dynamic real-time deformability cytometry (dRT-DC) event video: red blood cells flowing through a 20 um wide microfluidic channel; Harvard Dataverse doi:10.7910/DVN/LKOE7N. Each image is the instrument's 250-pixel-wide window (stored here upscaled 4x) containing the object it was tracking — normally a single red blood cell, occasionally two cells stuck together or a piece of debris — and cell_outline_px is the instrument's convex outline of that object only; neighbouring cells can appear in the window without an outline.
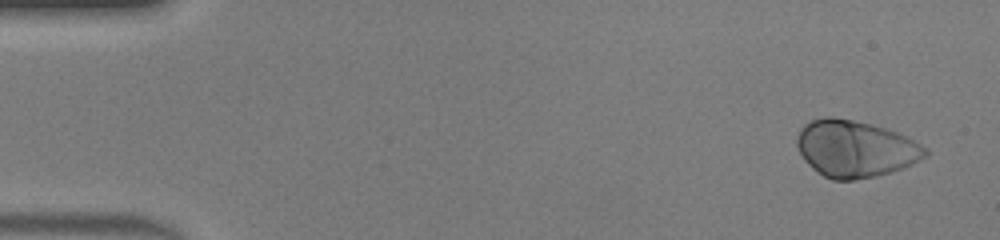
{"species": "human", "species_latin": "Homo sapiens", "temperature_condition": "warm", "stored_images_in_passage": 47, "camera_frame_rate_fps": 3000, "um_per_image_px": 0.085, "donor": {"sex": "male"}, "frame": {"image": 1, "passage_image": 3, "time_ms": 0.667, "image_size_px": [1000, 240], "cell_outline_px": [[928, 156], [912, 164], [876, 176], [852, 180], [832, 180], [824, 176], [812, 168], [804, 160], [796, 144], [796, 136], [800, 128], [804, 124], [812, 120], [824, 116], [832, 116], [872, 124], [896, 132], [928, 148]], "centroid_in_image_um": [72.66, 12.63], "position_along_channel_um": 12.3, "area_um2": 42.37}}
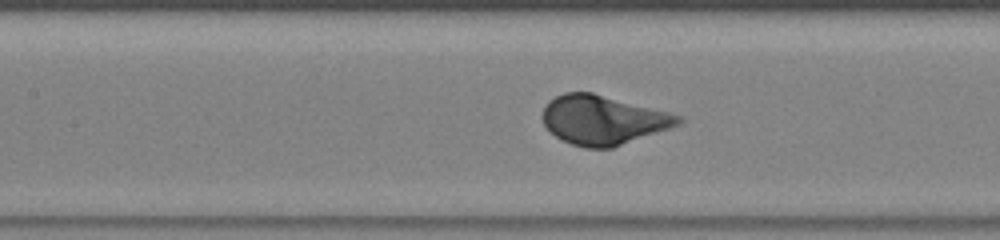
{"frame": {"image": 2, "passage_image": 22, "time_ms": 7.0, "image_size_px": [1000, 240], "cell_outline_px": [[684, 120], [680, 124], [612, 148], [584, 148], [572, 144], [556, 136], [544, 124], [540, 116], [544, 104], [548, 100], [564, 92], [592, 92], [684, 116]], "centroid_in_image_um": [51.23, 10.18], "position_along_channel_um": 156.2, "area_um2": 38.9}}
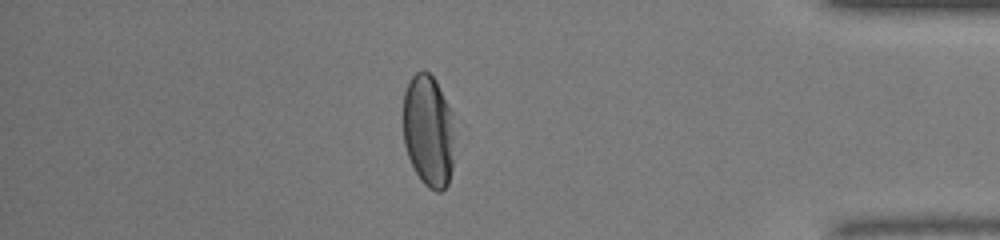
{"frame": {"image": 3, "passage_image": 41, "time_ms": 13.333, "image_size_px": [1000, 240], "cell_outline_px": [[452, 168], [448, 184], [440, 192], [436, 192], [428, 188], [420, 180], [408, 156], [404, 144], [404, 92], [408, 80], [416, 72], [428, 72], [436, 80], [452, 112]], "centroid_in_image_um": [36.4, 11.12], "position_along_channel_um": 398.8, "area_um2": 33.41}, "authors_computed_cell_mechanics": {"area_um2": 39.7664, "velocity_mm_per_s": 4.3627, "shape_relaxation_time_tau1_ms": 1.6737, "shape_relaxation_time_tau2_ms": null, "deformation_change_tau1": 0.1451, "deformation_change_tau2": null}}